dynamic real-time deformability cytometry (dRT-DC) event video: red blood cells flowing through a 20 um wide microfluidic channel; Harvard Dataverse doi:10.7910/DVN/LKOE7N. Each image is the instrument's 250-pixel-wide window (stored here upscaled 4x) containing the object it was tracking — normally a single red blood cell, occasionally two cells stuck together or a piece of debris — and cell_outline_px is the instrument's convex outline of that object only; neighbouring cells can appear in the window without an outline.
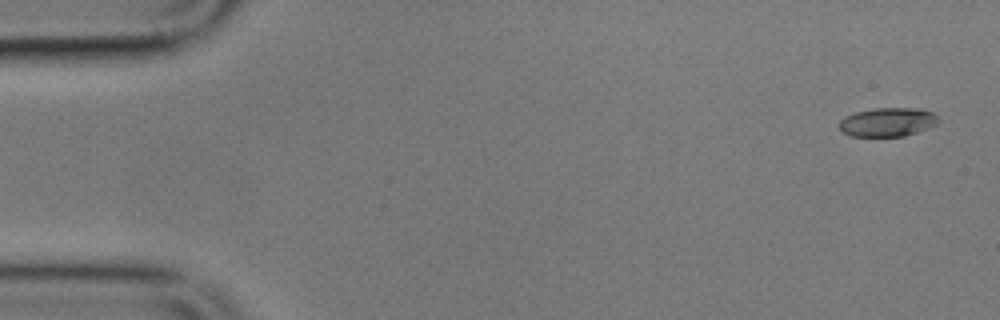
{"species": "common noctule bat (a hibernating species)", "species_latin": "Nyctalus noctula", "temperature_condition": "cold", "stored_images_in_passage": 5, "camera_frame_rate_fps": 3000, "um_per_image_px": 0.085, "animal": {"sex": "male", "body_mass_g": 17.9}, "frame": {"image": 1, "passage_image": 1, "time_ms": 0.0, "image_size_px": [1000, 320], "cell_outline_px": [[940, 120], [936, 124], [928, 128], [904, 136], [852, 136], [840, 132], [836, 124], [844, 116], [856, 112], [872, 108], [920, 108], [932, 112]], "centroid_in_image_um": [75.39, 10.37], "position_along_channel_um": 9.6, "area_um2": 16.88}}
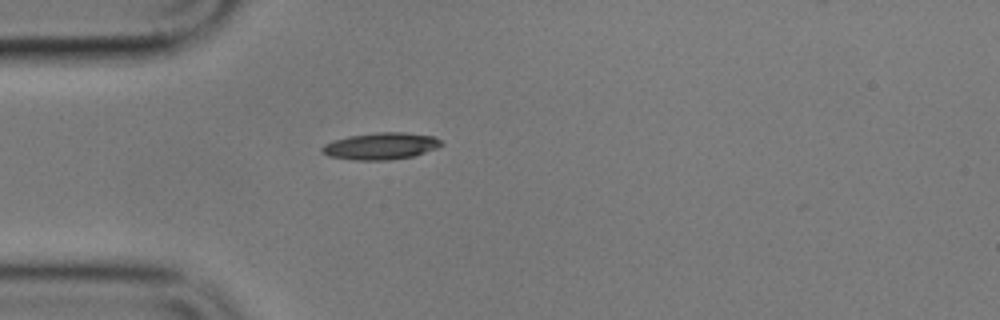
{"frame": {"image": 2, "passage_image": 5, "time_ms": 4.667, "image_size_px": [1000, 320], "cell_outline_px": [[444, 144], [436, 148], [412, 156], [388, 160], [352, 160], [328, 156], [320, 152], [320, 148], [324, 144], [332, 140], [348, 136], [376, 132], [404, 132], [436, 136]], "centroid_in_image_um": [32.33, 12.41], "position_along_channel_um": 52.7, "area_um2": 18.84}}